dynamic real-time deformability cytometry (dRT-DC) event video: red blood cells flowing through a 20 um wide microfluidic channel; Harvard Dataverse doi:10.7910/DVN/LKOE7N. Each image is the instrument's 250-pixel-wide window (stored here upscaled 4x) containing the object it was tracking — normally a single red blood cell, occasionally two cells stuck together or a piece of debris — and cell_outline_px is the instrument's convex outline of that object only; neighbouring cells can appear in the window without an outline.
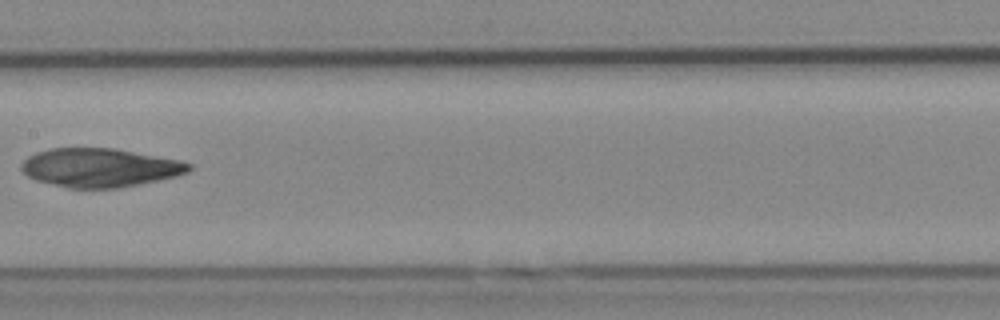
{"species": "Egyptian fruit bat (a non-hibernating species)", "species_latin": "Rousettus aegyptiacus", "temperature_condition": "cold", "stored_images_in_passage": 5, "camera_frame_rate_fps": 3000, "um_per_image_px": 0.085, "animal": {"sex": "female"}, "frame": {"image": 1, "passage_image": 4, "time_ms": 3.667, "image_size_px": [1000, 320], "cell_outline_px": [[192, 168], [188, 172], [176, 176], [116, 188], [68, 188], [36, 180], [28, 176], [20, 168], [20, 164], [28, 156], [36, 152], [48, 148], [116, 148], [180, 160], [192, 164]], "centroid_in_image_um": [8.47, 14.24], "position_along_channel_um": 198.9, "area_um2": 37.74}}